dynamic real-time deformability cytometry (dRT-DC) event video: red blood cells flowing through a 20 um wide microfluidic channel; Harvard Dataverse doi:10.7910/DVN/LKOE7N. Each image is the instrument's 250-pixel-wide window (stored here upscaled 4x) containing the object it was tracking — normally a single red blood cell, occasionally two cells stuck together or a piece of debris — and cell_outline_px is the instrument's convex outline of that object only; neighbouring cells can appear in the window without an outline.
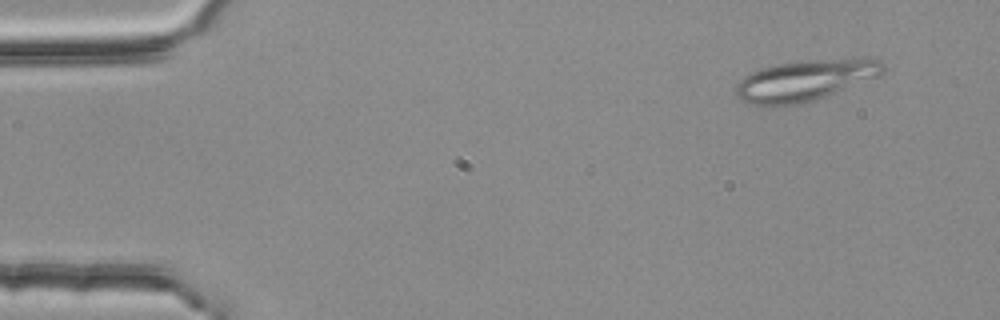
{"species": "common noctule bat (a hibernating species)", "species_latin": "Nyctalus noctula", "temperature_condition": "room temperature", "stored_images_in_passage": 3, "camera_frame_rate_fps": 3000, "um_per_image_px": 0.085, "animal": {"sex": "female", "body_mass_g": 25.1}, "frame": {"image": 1, "passage_image": 1, "time_ms": 0.0, "image_size_px": [1000, 320], "cell_outline_px": [[884, 72], [880, 76], [816, 100], [804, 104], [772, 108], [748, 104], [736, 92], [736, 84], [744, 76], [752, 72], [764, 68], [780, 64], [800, 60], [880, 60], [884, 64]], "centroid_in_image_um": [68.39, 6.89], "position_along_channel_um": 16.6, "area_um2": 35.03}}